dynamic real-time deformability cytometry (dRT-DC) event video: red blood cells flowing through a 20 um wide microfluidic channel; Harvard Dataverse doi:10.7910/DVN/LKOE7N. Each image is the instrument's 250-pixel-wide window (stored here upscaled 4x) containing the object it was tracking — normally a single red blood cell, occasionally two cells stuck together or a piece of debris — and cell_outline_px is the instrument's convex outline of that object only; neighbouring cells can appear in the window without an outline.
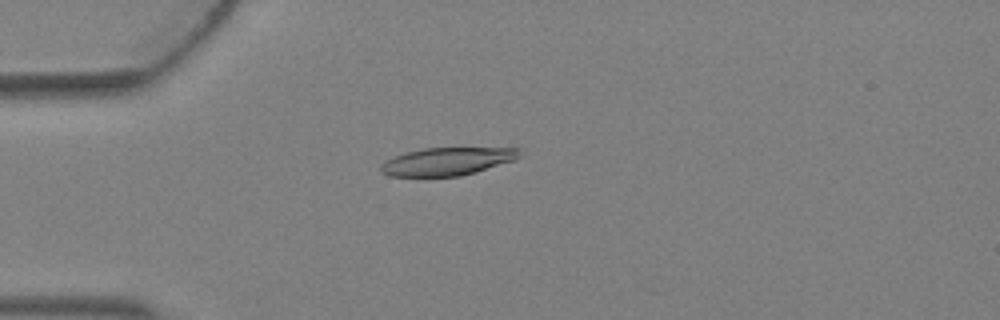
{"species": "Egyptian fruit bat (a non-hibernating species)", "species_latin": "Rousettus aegyptiacus", "temperature_condition": "warm", "stored_images_in_passage": 3, "camera_frame_rate_fps": 3000, "um_per_image_px": 0.085, "animal": {"sex": "female"}, "frame": {"image": 1, "passage_image": 3, "time_ms": 0.667, "image_size_px": [1000, 320], "cell_outline_px": [[520, 156], [516, 160], [476, 172], [460, 176], [388, 176], [380, 172], [380, 164], [396, 156], [408, 152], [424, 148], [520, 148]], "centroid_in_image_um": [38.04, 13.73], "position_along_channel_um": 47.0, "area_um2": 22.43}}